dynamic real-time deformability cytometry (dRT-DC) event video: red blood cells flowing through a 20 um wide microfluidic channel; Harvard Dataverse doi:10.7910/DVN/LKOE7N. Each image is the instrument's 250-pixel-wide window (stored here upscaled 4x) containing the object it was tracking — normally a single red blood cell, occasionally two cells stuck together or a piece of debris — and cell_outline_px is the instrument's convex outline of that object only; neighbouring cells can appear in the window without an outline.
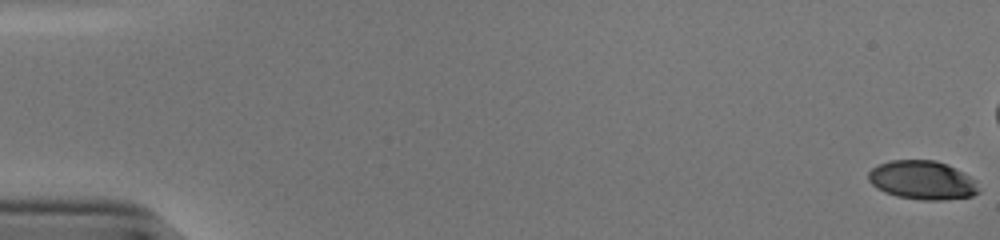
{"species": "human", "species_latin": "Homo sapiens", "temperature_condition": "cold", "stored_images_in_passage": 56, "camera_frame_rate_fps": 3000, "um_per_image_px": 0.085, "donor": {"sex": "male"}, "frame": {"image": 1, "passage_image": 1, "time_ms": 0.0, "image_size_px": [1000, 240], "cell_outline_px": [[980, 192], [972, 196], [940, 200], [924, 200], [896, 196], [884, 192], [876, 188], [868, 180], [868, 172], [872, 168], [888, 160], [936, 160], [948, 164], [968, 176], [972, 180]], "centroid_in_image_um": [78.35, 15.31], "position_along_channel_um": 6.7, "area_um2": 24.74}}
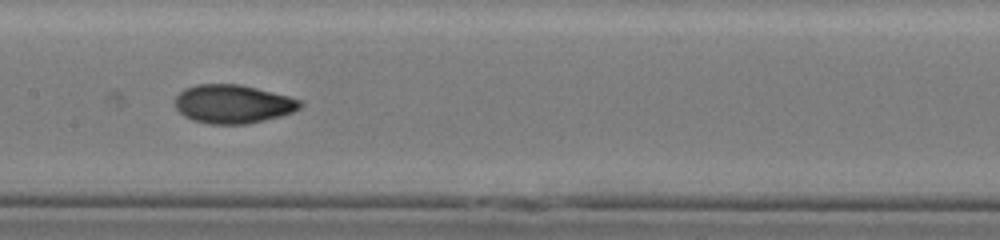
{"frame": {"image": 2, "passage_image": 29, "time_ms": 9.333, "image_size_px": [1000, 240], "cell_outline_px": [[304, 104], [300, 108], [292, 112], [280, 116], [248, 124], [208, 124], [192, 120], [184, 116], [176, 108], [176, 96], [184, 88], [196, 84], [240, 84], [288, 96], [300, 100]], "centroid_in_image_um": [19.79, 8.84], "position_along_channel_um": 187.6, "area_um2": 28.15}}
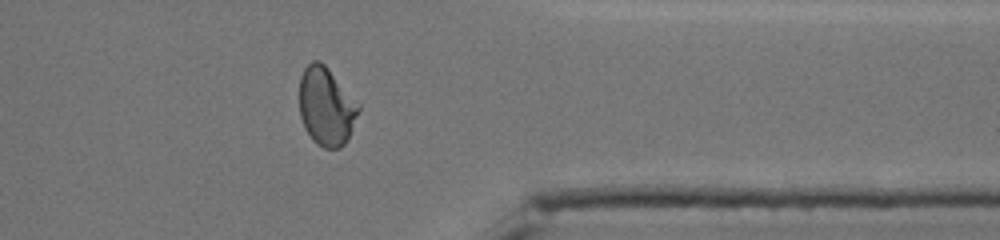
{"frame": {"image": 3, "passage_image": 45, "time_ms": 14.667, "image_size_px": [1000, 240], "cell_outline_px": [[360, 108], [348, 136], [344, 144], [340, 148], [324, 148], [316, 144], [312, 140], [304, 128], [300, 116], [300, 76], [304, 68], [312, 60], [320, 60], [328, 68], [360, 104]], "centroid_in_image_um": [27.71, 9.04], "position_along_channel_um": 383.7, "area_um2": 26.93}, "authors_computed_cell_mechanics": {"area_um2": 26.9059, "velocity_mm_per_s": 3.8364, "shape_relaxation_time_tau1_ms": 5.9375, "shape_relaxation_time_tau2_ms": 1.0912, "deformation_change_tau1": 0.1959, "deformation_change_tau2": 0.0526}}